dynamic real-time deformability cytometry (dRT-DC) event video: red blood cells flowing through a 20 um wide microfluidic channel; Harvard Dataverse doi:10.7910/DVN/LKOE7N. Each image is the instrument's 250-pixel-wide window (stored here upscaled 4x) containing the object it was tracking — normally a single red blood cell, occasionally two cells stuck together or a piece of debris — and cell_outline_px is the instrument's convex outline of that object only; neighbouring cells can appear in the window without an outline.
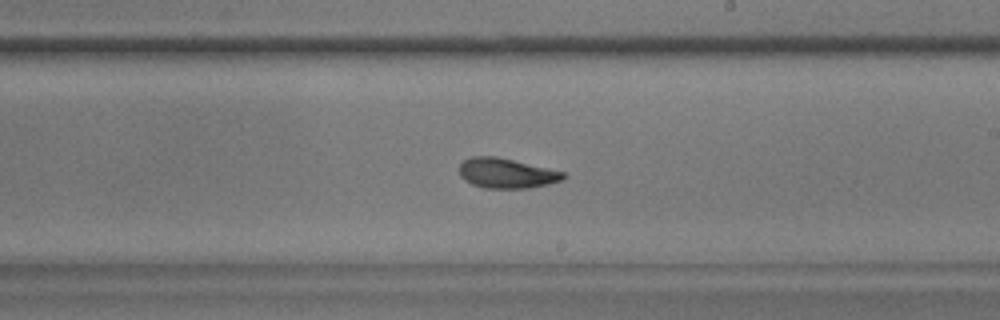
{"species": "common noctule bat (a hibernating species)", "species_latin": "Nyctalus noctula", "temperature_condition": "warm", "stored_images_in_passage": 56, "camera_frame_rate_fps": 3000, "um_per_image_px": 0.085, "animal": {"sex": "male", "body_mass_g": 17.9}, "frame": {"image": 1, "passage_image": 32, "time_ms": 10.333, "image_size_px": [1000, 320], "cell_outline_px": [[568, 176], [564, 180], [548, 184], [528, 188], [484, 188], [472, 184], [464, 180], [460, 176], [460, 164], [464, 160], [472, 156], [496, 156], [564, 172]], "centroid_in_image_um": [43.06, 14.73], "position_along_channel_um": 245.9, "area_um2": 18.15}, "authors_computed_cell_mechanics": {"area_um2": 18.4382, "velocity_mm_per_s": 3.5895, "shape_relaxation_time_tau1_ms": 4.2269, "shape_relaxation_time_tau2_ms": 1.9271, "deformation_change_tau1": 0.1383, "deformation_change_tau2": 0.0865}}